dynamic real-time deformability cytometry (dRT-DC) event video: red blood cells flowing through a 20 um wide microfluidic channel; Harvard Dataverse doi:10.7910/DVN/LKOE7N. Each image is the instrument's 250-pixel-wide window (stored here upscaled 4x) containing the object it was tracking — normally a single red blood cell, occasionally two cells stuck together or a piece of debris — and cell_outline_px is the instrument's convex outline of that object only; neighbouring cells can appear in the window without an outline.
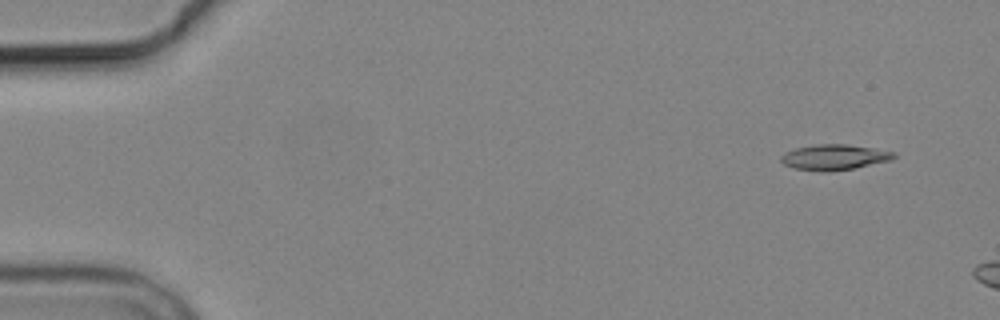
{"species": "common noctule bat (a hibernating species)", "species_latin": "Nyctalus noctula", "temperature_condition": "cold", "stored_images_in_passage": 5, "camera_frame_rate_fps": 3000, "um_per_image_px": 0.085, "animal": {"sex": "male", "body_mass_g": 19.2, "forearm_length_mm": 51.8}, "frame": {"image": 1, "passage_image": 2, "time_ms": 1.0, "image_size_px": [1000, 320], "cell_outline_px": [[896, 156], [892, 160], [856, 168], [828, 172], [820, 172], [792, 168], [784, 164], [780, 160], [780, 156], [784, 152], [796, 148], [816, 144], [848, 144], [896, 152]], "centroid_in_image_um": [70.9, 13.37], "position_along_channel_um": 14.1, "area_um2": 17.05}}